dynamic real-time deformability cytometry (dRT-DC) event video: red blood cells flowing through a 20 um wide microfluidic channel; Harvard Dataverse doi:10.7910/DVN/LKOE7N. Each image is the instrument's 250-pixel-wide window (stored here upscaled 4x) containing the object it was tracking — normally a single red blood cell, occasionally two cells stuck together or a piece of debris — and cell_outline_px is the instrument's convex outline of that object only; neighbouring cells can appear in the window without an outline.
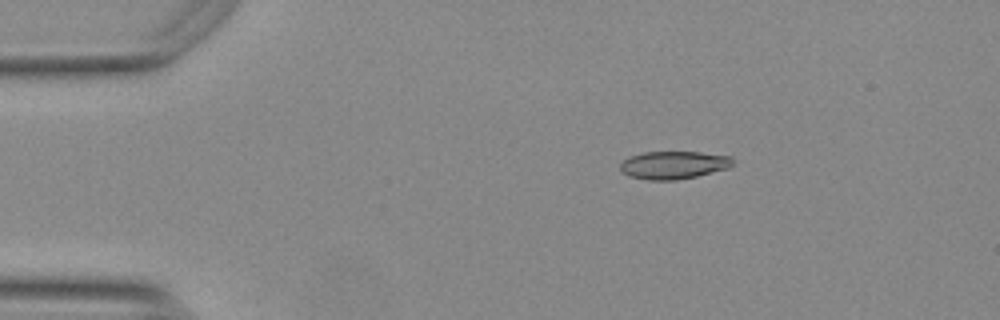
{"species": "Egyptian fruit bat (a non-hibernating species)", "species_latin": "Rousettus aegyptiacus", "temperature_condition": "warm", "stored_images_in_passage": 50, "camera_frame_rate_fps": 3000, "um_per_image_px": 0.085, "animal": {"sex": "female"}, "frame": {"image": 1, "passage_image": 5, "time_ms": 1.333, "image_size_px": [1000, 320], "cell_outline_px": [[732, 164], [728, 168], [696, 176], [676, 180], [648, 180], [628, 176], [620, 168], [620, 164], [628, 156], [644, 152], [700, 152], [732, 156]], "centroid_in_image_um": [57.24, 14.02], "position_along_channel_um": 27.8, "area_um2": 18.21}}
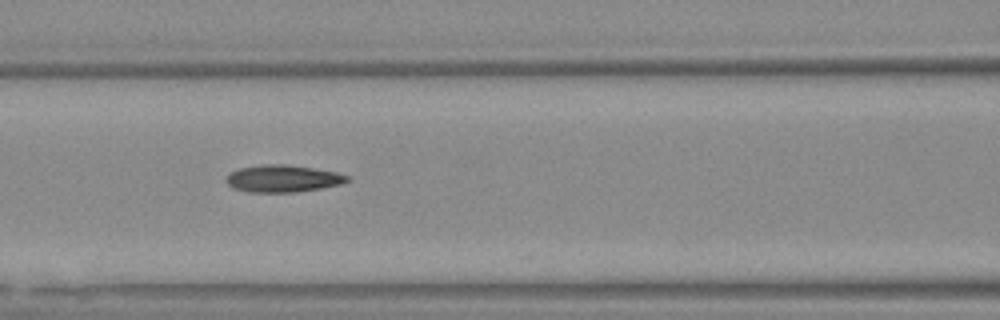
{"frame": {"image": 2, "passage_image": 19, "time_ms": 6.0, "image_size_px": [1000, 320], "cell_outline_px": [[352, 180], [340, 184], [320, 188], [296, 192], [248, 192], [232, 188], [224, 180], [232, 172], [240, 168], [264, 164], [288, 164], [336, 172], [348, 176]], "centroid_in_image_um": [24.04, 15.18], "position_along_channel_um": 142.6, "area_um2": 19.07}}
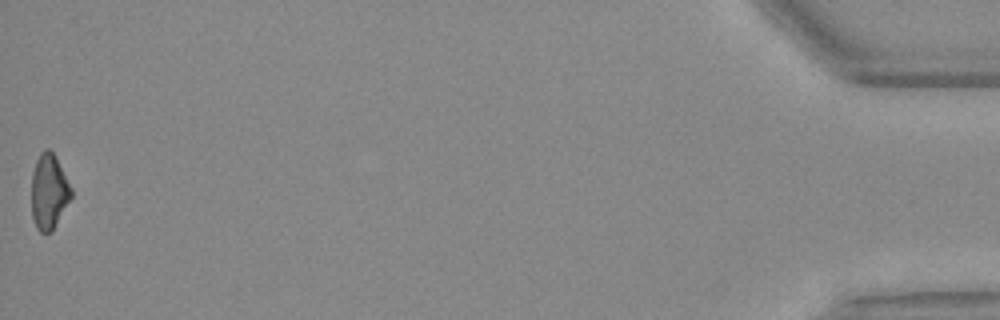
{"frame": {"image": 3, "passage_image": 50, "time_ms": 16.333, "image_size_px": [1000, 320], "cell_outline_px": [[72, 196], [52, 232], [40, 232], [36, 228], [32, 216], [32, 172], [36, 160], [40, 152], [44, 148], [48, 148], [52, 152], [72, 188]], "centroid_in_image_um": [4.15, 16.3], "position_along_channel_um": 431.1, "area_um2": 17.28}, "authors_computed_cell_mechanics": {"area_um2": 18.3515, "velocity_mm_per_s": 3.7618, "shape_relaxation_time_tau1_ms": null, "shape_relaxation_time_tau2_ms": 5.322, "deformation_change_tau1": null, "deformation_change_tau2": 0.1495}}